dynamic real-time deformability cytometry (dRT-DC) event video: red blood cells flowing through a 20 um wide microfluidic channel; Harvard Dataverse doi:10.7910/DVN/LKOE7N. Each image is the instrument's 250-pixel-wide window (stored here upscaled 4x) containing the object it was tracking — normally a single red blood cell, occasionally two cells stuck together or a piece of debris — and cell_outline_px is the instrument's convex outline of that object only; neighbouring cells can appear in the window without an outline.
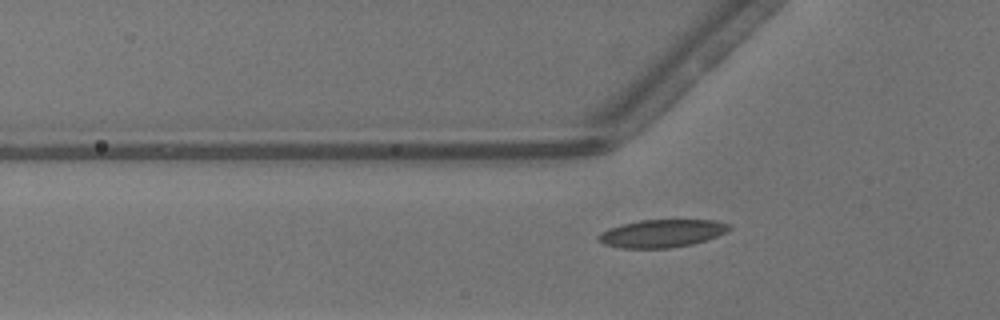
{"species": "common noctule bat (a hibernating species)", "species_latin": "Nyctalus noctula", "temperature_condition": "warm", "stored_images_in_passage": 31, "camera_frame_rate_fps": 3000, "um_per_image_px": 0.085, "animal": {"sex": "male", "body_mass_g": 13.3}, "frame": {"image": 1, "passage_image": 2, "time_ms": 0.333, "image_size_px": [1000, 320], "cell_outline_px": [[732, 228], [728, 232], [708, 240], [692, 244], [672, 248], [620, 248], [604, 244], [596, 240], [596, 236], [600, 232], [608, 228], [640, 220], [716, 220], [732, 224]], "centroid_in_image_um": [56.29, 19.84], "position_along_channel_um": 69.5, "area_um2": 21.56}}
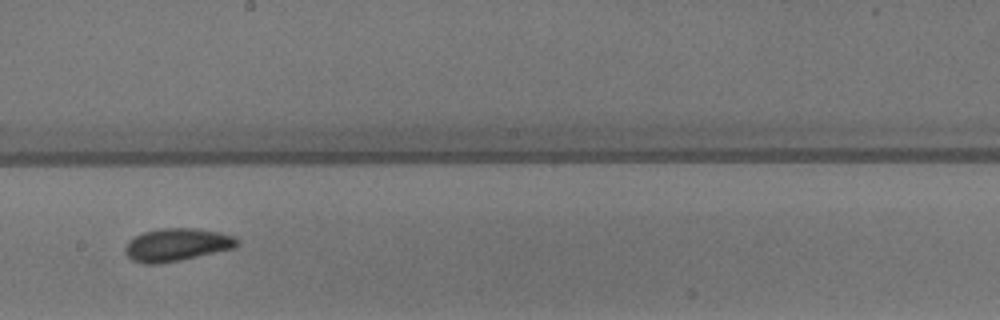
{"frame": {"image": 2, "passage_image": 14, "time_ms": 4.333, "image_size_px": [1000, 320], "cell_outline_px": [[240, 244], [236, 248], [180, 260], [160, 264], [144, 264], [132, 260], [124, 252], [124, 248], [128, 240], [144, 232], [160, 228], [200, 228], [220, 232], [236, 236], [240, 240]], "centroid_in_image_um": [15.07, 20.8], "position_along_channel_um": 233.1, "area_um2": 21.79}}
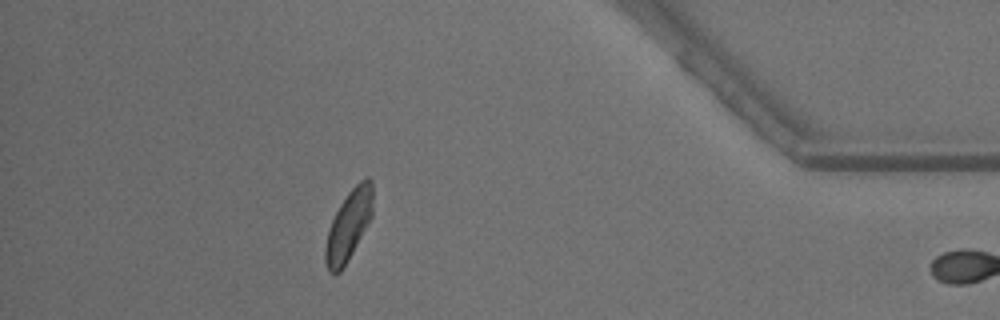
{"frame": {"image": 3, "passage_image": 30, "time_ms": 9.667, "image_size_px": [1000, 320], "cell_outline_px": [[372, 216], [348, 260], [340, 272], [328, 272], [324, 260], [324, 248], [328, 228], [340, 204], [348, 192], [364, 176], [368, 176], [372, 180]], "centroid_in_image_um": [29.62, 19.14], "position_along_channel_um": 405.6, "area_um2": 19.36}, "authors_computed_cell_mechanics": {"area_um2": 19.9988, "velocity_mm_per_s": 4.0861, "shape_relaxation_time_tau1_ms": 3.8548, "shape_relaxation_time_tau2_ms": 2.8035, "deformation_change_tau1": 0.1312, "deformation_change_tau2": 0.065}}